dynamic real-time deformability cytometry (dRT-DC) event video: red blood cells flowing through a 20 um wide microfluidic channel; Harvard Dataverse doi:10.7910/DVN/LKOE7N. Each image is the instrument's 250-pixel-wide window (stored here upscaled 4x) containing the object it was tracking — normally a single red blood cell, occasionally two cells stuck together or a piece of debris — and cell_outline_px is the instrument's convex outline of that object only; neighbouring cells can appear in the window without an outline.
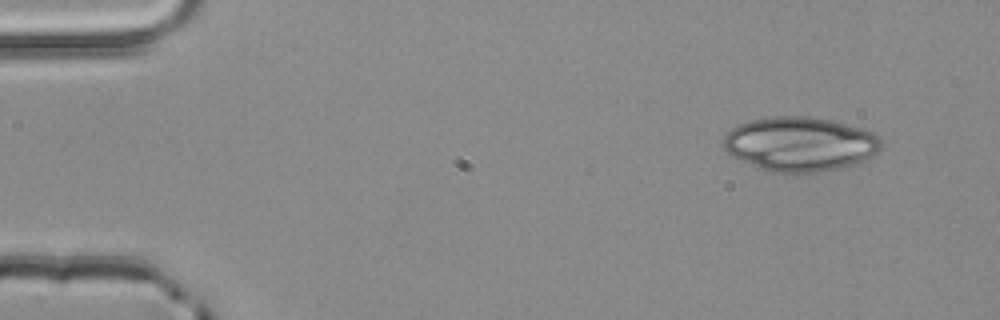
{"species": "common noctule bat (a hibernating species)", "species_latin": "Nyctalus noctula", "temperature_condition": "room temperature", "stored_images_in_passage": 3, "camera_frame_rate_fps": 3000, "um_per_image_px": 0.085, "animal": {"sex": "male", "body_mass_g": 20.4}, "frame": {"image": 1, "passage_image": 1, "time_ms": 0.0, "image_size_px": [1000, 320], "cell_outline_px": [[884, 140], [880, 148], [876, 152], [856, 164], [836, 168], [812, 172], [772, 172], [732, 156], [724, 148], [724, 136], [732, 128], [740, 124], [752, 120], [772, 116], [808, 116], [832, 120], [864, 128], [876, 132]], "centroid_in_image_um": [68.05, 12.21], "position_along_channel_um": 16.9, "area_um2": 49.71}}